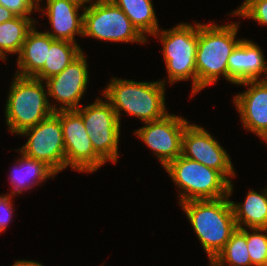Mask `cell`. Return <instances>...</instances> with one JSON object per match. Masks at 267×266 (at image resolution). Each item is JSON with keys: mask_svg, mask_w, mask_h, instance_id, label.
<instances>
[{"mask_svg": "<svg viewBox=\"0 0 267 266\" xmlns=\"http://www.w3.org/2000/svg\"><path fill=\"white\" fill-rule=\"evenodd\" d=\"M15 16L16 15L13 12L8 10L6 7L0 5V24L8 20H11Z\"/></svg>", "mask_w": 267, "mask_h": 266, "instance_id": "obj_28", "label": "cell"}, {"mask_svg": "<svg viewBox=\"0 0 267 266\" xmlns=\"http://www.w3.org/2000/svg\"><path fill=\"white\" fill-rule=\"evenodd\" d=\"M228 81L239 84L245 81L267 80V64L261 48L247 39H242L228 58Z\"/></svg>", "mask_w": 267, "mask_h": 266, "instance_id": "obj_15", "label": "cell"}, {"mask_svg": "<svg viewBox=\"0 0 267 266\" xmlns=\"http://www.w3.org/2000/svg\"><path fill=\"white\" fill-rule=\"evenodd\" d=\"M21 154V158L16 161V166H13L10 175V183L13 187V190L10 192L11 196L21 194L25 189H30L57 174L45 162L29 157L23 152Z\"/></svg>", "mask_w": 267, "mask_h": 266, "instance_id": "obj_18", "label": "cell"}, {"mask_svg": "<svg viewBox=\"0 0 267 266\" xmlns=\"http://www.w3.org/2000/svg\"><path fill=\"white\" fill-rule=\"evenodd\" d=\"M181 155L220 171L228 180L235 172L231 159L216 139L199 125L188 124L182 135Z\"/></svg>", "mask_w": 267, "mask_h": 266, "instance_id": "obj_12", "label": "cell"}, {"mask_svg": "<svg viewBox=\"0 0 267 266\" xmlns=\"http://www.w3.org/2000/svg\"><path fill=\"white\" fill-rule=\"evenodd\" d=\"M0 5L6 7L16 16L25 18H30L29 15L33 10H40L38 0H0Z\"/></svg>", "mask_w": 267, "mask_h": 266, "instance_id": "obj_26", "label": "cell"}, {"mask_svg": "<svg viewBox=\"0 0 267 266\" xmlns=\"http://www.w3.org/2000/svg\"><path fill=\"white\" fill-rule=\"evenodd\" d=\"M231 14L256 20L260 25H267V0H245Z\"/></svg>", "mask_w": 267, "mask_h": 266, "instance_id": "obj_25", "label": "cell"}, {"mask_svg": "<svg viewBox=\"0 0 267 266\" xmlns=\"http://www.w3.org/2000/svg\"><path fill=\"white\" fill-rule=\"evenodd\" d=\"M145 124L134 134L153 151L163 167L181 155L182 135L189 124L185 118L168 113Z\"/></svg>", "mask_w": 267, "mask_h": 266, "instance_id": "obj_11", "label": "cell"}, {"mask_svg": "<svg viewBox=\"0 0 267 266\" xmlns=\"http://www.w3.org/2000/svg\"><path fill=\"white\" fill-rule=\"evenodd\" d=\"M263 139V141L267 142V129L259 136V138Z\"/></svg>", "mask_w": 267, "mask_h": 266, "instance_id": "obj_30", "label": "cell"}, {"mask_svg": "<svg viewBox=\"0 0 267 266\" xmlns=\"http://www.w3.org/2000/svg\"><path fill=\"white\" fill-rule=\"evenodd\" d=\"M247 230V248L252 266H264L267 262V228H250ZM262 232V233H261Z\"/></svg>", "mask_w": 267, "mask_h": 266, "instance_id": "obj_24", "label": "cell"}, {"mask_svg": "<svg viewBox=\"0 0 267 266\" xmlns=\"http://www.w3.org/2000/svg\"><path fill=\"white\" fill-rule=\"evenodd\" d=\"M12 266H43L42 264L30 260H17Z\"/></svg>", "mask_w": 267, "mask_h": 266, "instance_id": "obj_29", "label": "cell"}, {"mask_svg": "<svg viewBox=\"0 0 267 266\" xmlns=\"http://www.w3.org/2000/svg\"><path fill=\"white\" fill-rule=\"evenodd\" d=\"M36 21L31 18L15 16L0 24V58L5 60L7 53H20L28 32Z\"/></svg>", "mask_w": 267, "mask_h": 266, "instance_id": "obj_22", "label": "cell"}, {"mask_svg": "<svg viewBox=\"0 0 267 266\" xmlns=\"http://www.w3.org/2000/svg\"><path fill=\"white\" fill-rule=\"evenodd\" d=\"M129 18L132 25L147 39L158 30V20L151 0H112Z\"/></svg>", "mask_w": 267, "mask_h": 266, "instance_id": "obj_21", "label": "cell"}, {"mask_svg": "<svg viewBox=\"0 0 267 266\" xmlns=\"http://www.w3.org/2000/svg\"><path fill=\"white\" fill-rule=\"evenodd\" d=\"M164 168L181 189L180 204L190 200L219 199L229 196L231 180L220 171L202 163L180 155Z\"/></svg>", "mask_w": 267, "mask_h": 266, "instance_id": "obj_5", "label": "cell"}, {"mask_svg": "<svg viewBox=\"0 0 267 266\" xmlns=\"http://www.w3.org/2000/svg\"><path fill=\"white\" fill-rule=\"evenodd\" d=\"M165 80L136 82L116 77L110 80L103 91L120 122V112L141 119L144 123L164 118L168 113L165 106Z\"/></svg>", "mask_w": 267, "mask_h": 266, "instance_id": "obj_3", "label": "cell"}, {"mask_svg": "<svg viewBox=\"0 0 267 266\" xmlns=\"http://www.w3.org/2000/svg\"><path fill=\"white\" fill-rule=\"evenodd\" d=\"M46 12L53 31H47L54 40H64L76 43L75 34L83 36V13L78 10L84 8L75 0H47ZM83 6V7H82Z\"/></svg>", "mask_w": 267, "mask_h": 266, "instance_id": "obj_16", "label": "cell"}, {"mask_svg": "<svg viewBox=\"0 0 267 266\" xmlns=\"http://www.w3.org/2000/svg\"><path fill=\"white\" fill-rule=\"evenodd\" d=\"M54 39L46 32H37L34 27L28 32L27 37L18 54L15 75L21 77H34L47 61L48 50Z\"/></svg>", "mask_w": 267, "mask_h": 266, "instance_id": "obj_17", "label": "cell"}, {"mask_svg": "<svg viewBox=\"0 0 267 266\" xmlns=\"http://www.w3.org/2000/svg\"><path fill=\"white\" fill-rule=\"evenodd\" d=\"M239 24L240 22L226 25L198 23L197 93L217 82L220 75L228 81V58L242 40H235Z\"/></svg>", "mask_w": 267, "mask_h": 266, "instance_id": "obj_2", "label": "cell"}, {"mask_svg": "<svg viewBox=\"0 0 267 266\" xmlns=\"http://www.w3.org/2000/svg\"><path fill=\"white\" fill-rule=\"evenodd\" d=\"M12 197L13 196L9 194L0 196V233L6 230V227L13 216V205L11 203Z\"/></svg>", "mask_w": 267, "mask_h": 266, "instance_id": "obj_27", "label": "cell"}, {"mask_svg": "<svg viewBox=\"0 0 267 266\" xmlns=\"http://www.w3.org/2000/svg\"><path fill=\"white\" fill-rule=\"evenodd\" d=\"M5 106L6 123L13 134L37 125L58 111L50 105L42 80L15 75Z\"/></svg>", "mask_w": 267, "mask_h": 266, "instance_id": "obj_4", "label": "cell"}, {"mask_svg": "<svg viewBox=\"0 0 267 266\" xmlns=\"http://www.w3.org/2000/svg\"><path fill=\"white\" fill-rule=\"evenodd\" d=\"M160 35H159V33ZM160 37L163 57L168 72V82L192 78V95L197 93L196 52L198 43V23H180L169 30L160 29L153 35Z\"/></svg>", "mask_w": 267, "mask_h": 266, "instance_id": "obj_6", "label": "cell"}, {"mask_svg": "<svg viewBox=\"0 0 267 266\" xmlns=\"http://www.w3.org/2000/svg\"><path fill=\"white\" fill-rule=\"evenodd\" d=\"M252 266L247 248V228H237L210 266ZM226 265V266H227Z\"/></svg>", "mask_w": 267, "mask_h": 266, "instance_id": "obj_23", "label": "cell"}, {"mask_svg": "<svg viewBox=\"0 0 267 266\" xmlns=\"http://www.w3.org/2000/svg\"><path fill=\"white\" fill-rule=\"evenodd\" d=\"M233 184L229 183V196L219 199L190 200L181 203L204 251L211 263L224 249L237 229L231 201Z\"/></svg>", "mask_w": 267, "mask_h": 266, "instance_id": "obj_1", "label": "cell"}, {"mask_svg": "<svg viewBox=\"0 0 267 266\" xmlns=\"http://www.w3.org/2000/svg\"><path fill=\"white\" fill-rule=\"evenodd\" d=\"M21 136L29 139L18 151L45 162L56 173L66 168L65 145L60 122V111L23 130Z\"/></svg>", "mask_w": 267, "mask_h": 266, "instance_id": "obj_9", "label": "cell"}, {"mask_svg": "<svg viewBox=\"0 0 267 266\" xmlns=\"http://www.w3.org/2000/svg\"><path fill=\"white\" fill-rule=\"evenodd\" d=\"M100 99L76 111L82 116L94 151L105 162L117 163L120 122L111 104Z\"/></svg>", "mask_w": 267, "mask_h": 266, "instance_id": "obj_8", "label": "cell"}, {"mask_svg": "<svg viewBox=\"0 0 267 266\" xmlns=\"http://www.w3.org/2000/svg\"><path fill=\"white\" fill-rule=\"evenodd\" d=\"M65 145L66 168L80 172H95L106 163L93 149L82 116L76 110L60 111Z\"/></svg>", "mask_w": 267, "mask_h": 266, "instance_id": "obj_10", "label": "cell"}, {"mask_svg": "<svg viewBox=\"0 0 267 266\" xmlns=\"http://www.w3.org/2000/svg\"><path fill=\"white\" fill-rule=\"evenodd\" d=\"M246 196L244 203L231 201L237 228H267V189L261 194L251 190Z\"/></svg>", "mask_w": 267, "mask_h": 266, "instance_id": "obj_19", "label": "cell"}, {"mask_svg": "<svg viewBox=\"0 0 267 266\" xmlns=\"http://www.w3.org/2000/svg\"><path fill=\"white\" fill-rule=\"evenodd\" d=\"M82 52L78 43L54 40L48 50L47 61L33 78L44 81L61 73Z\"/></svg>", "mask_w": 267, "mask_h": 266, "instance_id": "obj_20", "label": "cell"}, {"mask_svg": "<svg viewBox=\"0 0 267 266\" xmlns=\"http://www.w3.org/2000/svg\"><path fill=\"white\" fill-rule=\"evenodd\" d=\"M87 62L82 52L61 73L45 80L48 96L61 103L58 111L77 110L80 107L89 81Z\"/></svg>", "mask_w": 267, "mask_h": 266, "instance_id": "obj_13", "label": "cell"}, {"mask_svg": "<svg viewBox=\"0 0 267 266\" xmlns=\"http://www.w3.org/2000/svg\"><path fill=\"white\" fill-rule=\"evenodd\" d=\"M92 1L88 7L84 6L83 37L109 42H147L112 0Z\"/></svg>", "mask_w": 267, "mask_h": 266, "instance_id": "obj_7", "label": "cell"}, {"mask_svg": "<svg viewBox=\"0 0 267 266\" xmlns=\"http://www.w3.org/2000/svg\"><path fill=\"white\" fill-rule=\"evenodd\" d=\"M40 1L41 0H38V3H40ZM75 1L85 5V3H87V2L90 3L91 0H75Z\"/></svg>", "mask_w": 267, "mask_h": 266, "instance_id": "obj_31", "label": "cell"}, {"mask_svg": "<svg viewBox=\"0 0 267 266\" xmlns=\"http://www.w3.org/2000/svg\"><path fill=\"white\" fill-rule=\"evenodd\" d=\"M237 85H250L233 100L245 129L259 137L267 129V80L245 81Z\"/></svg>", "mask_w": 267, "mask_h": 266, "instance_id": "obj_14", "label": "cell"}]
</instances>
